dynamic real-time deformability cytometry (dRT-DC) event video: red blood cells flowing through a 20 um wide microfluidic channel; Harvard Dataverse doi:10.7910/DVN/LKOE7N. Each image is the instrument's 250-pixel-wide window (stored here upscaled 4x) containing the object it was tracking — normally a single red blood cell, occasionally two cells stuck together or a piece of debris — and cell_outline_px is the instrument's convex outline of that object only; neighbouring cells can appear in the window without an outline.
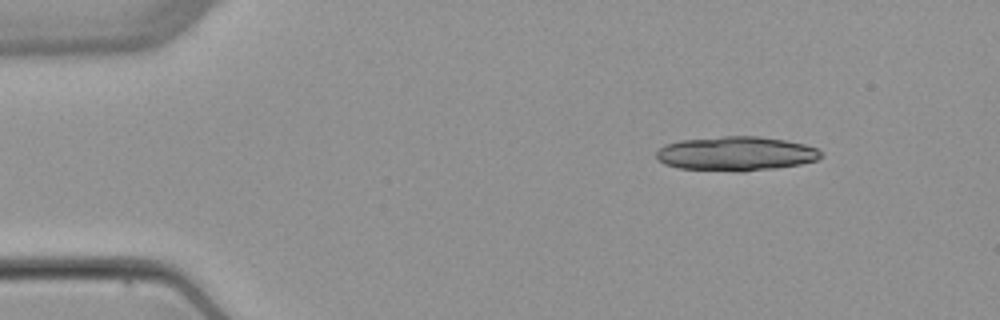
{"species": "common noctule bat (a hibernating species)", "species_latin": "Nyctalus noctula", "temperature_condition": "warm", "stored_images_in_passage": 4, "camera_frame_rate_fps": 3000, "um_per_image_px": 0.085, "animal": {"sex": "female", "body_mass_g": 22.7, "forearm_length_mm": 54.2}, "frame": {"image": 1, "passage_image": 1, "time_ms": 0.0, "image_size_px": [1000, 320], "cell_outline_px": [[824, 156], [816, 160], [800, 164], [776, 168], [744, 172], [736, 172], [676, 168], [664, 164], [656, 156], [656, 152], [664, 144], [680, 140], [724, 136], [760, 136], [784, 140], [804, 144], [816, 148]], "centroid_in_image_um": [62.54, 13.07], "position_along_channel_um": 22.5, "area_um2": 33.12}}
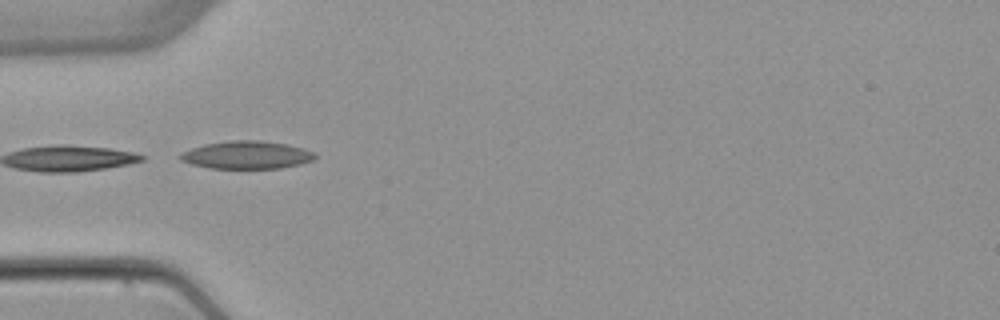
{"frame": {"image": 2, "passage_image": 3, "time_ms": 3.333, "image_size_px": [1000, 320], "cell_outline_px": [[316, 156], [312, 160], [300, 164], [280, 168], [208, 168], [192, 164], [180, 160], [176, 156], [180, 152], [204, 144], [232, 140], [260, 140], [288, 144], [304, 148], [316, 152]], "centroid_in_image_um": [20.96, 13.16], "position_along_channel_um": 64.0, "area_um2": 22.02}}
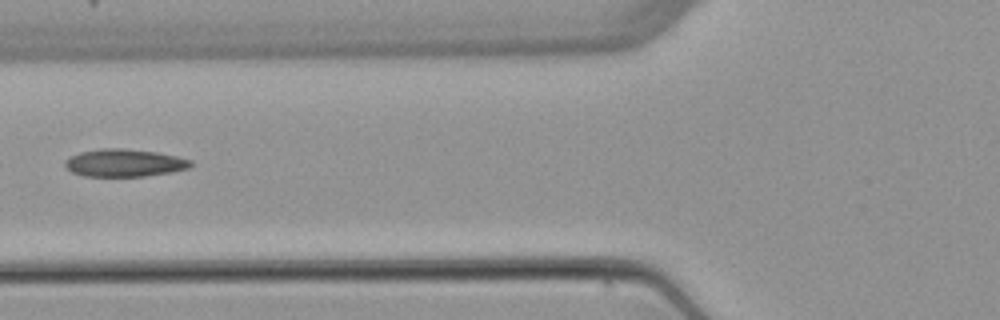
{"frame": {"image": 3, "passage_image": 4, "time_ms": 4.667, "image_size_px": [1000, 320], "cell_outline_px": [[192, 164], [188, 168], [172, 172], [144, 176], [84, 176], [72, 172], [64, 164], [64, 160], [80, 152], [100, 148], [120, 148], [156, 152], [176, 156], [192, 160]], "centroid_in_image_um": [10.57, 13.84], "position_along_channel_um": 115.2, "area_um2": 20.11}}